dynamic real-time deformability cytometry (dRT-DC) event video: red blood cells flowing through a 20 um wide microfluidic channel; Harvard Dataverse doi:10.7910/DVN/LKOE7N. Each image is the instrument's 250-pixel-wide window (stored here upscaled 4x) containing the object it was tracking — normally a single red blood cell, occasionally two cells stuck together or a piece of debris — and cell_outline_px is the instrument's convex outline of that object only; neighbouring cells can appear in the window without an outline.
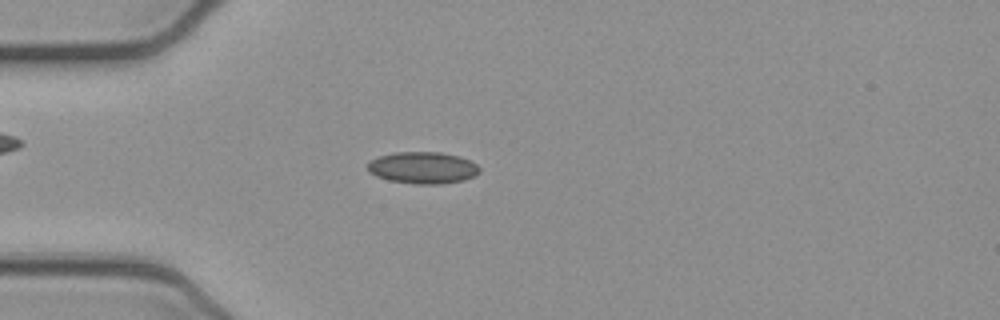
{"species": "common noctule bat (a hibernating species)", "species_latin": "Nyctalus noctula", "temperature_condition": "cold", "stored_images_in_passage": 47, "camera_frame_rate_fps": 3000, "um_per_image_px": 0.085, "animal": {"sex": "female", "body_mass_g": 21.9}, "frame": {"image": 1, "passage_image": 9, "time_ms": 2.667, "image_size_px": [1000, 320], "cell_outline_px": [[480, 172], [464, 180], [440, 184], [412, 184], [388, 180], [376, 176], [368, 172], [368, 164], [372, 160], [380, 156], [392, 152], [440, 152], [460, 156], [476, 164], [480, 168]], "centroid_in_image_um": [35.93, 14.26], "position_along_channel_um": 49.1, "area_um2": 20.75}}
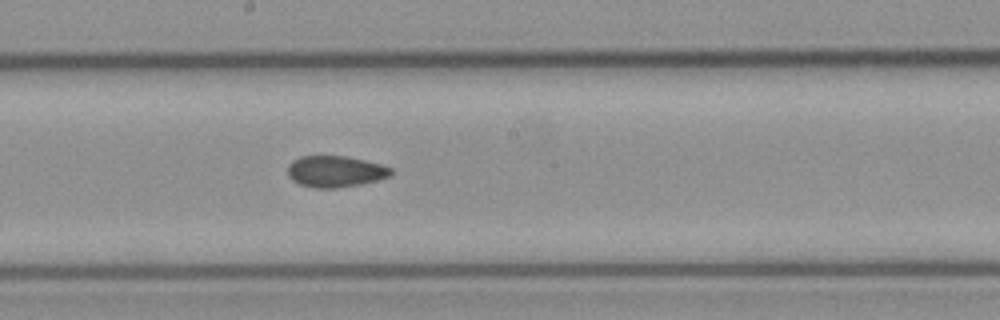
{"frame": {"image": 2, "passage_image": 23, "time_ms": 7.333, "image_size_px": [1000, 320], "cell_outline_px": [[392, 176], [360, 184], [336, 188], [312, 188], [300, 184], [292, 180], [288, 176], [288, 164], [292, 160], [300, 156], [348, 156], [380, 164], [392, 168]], "centroid_in_image_um": [28.48, 14.57], "position_along_channel_um": 219.7, "area_um2": 18.96}}
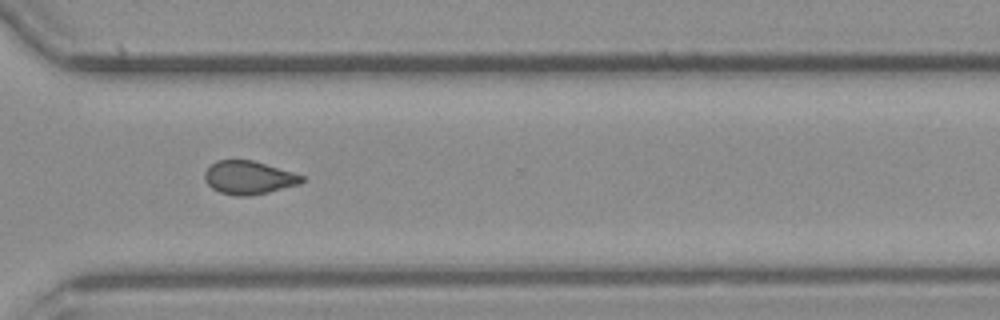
{"frame": {"image": 3, "passage_image": 33, "time_ms": 10.667, "image_size_px": [1000, 320], "cell_outline_px": [[304, 180], [300, 184], [268, 192], [248, 196], [236, 196], [220, 192], [212, 188], [204, 180], [204, 172], [216, 160], [252, 160], [292, 172], [304, 176]], "centroid_in_image_um": [21.13, 15.1], "position_along_channel_um": 349.5, "area_um2": 18.73}, "authors_computed_cell_mechanics": {"area_um2": 19.1318, "velocity_mm_per_s": 3.9036, "shape_relaxation_time_tau1_ms": null, "shape_relaxation_time_tau2_ms": 3.0164, "deformation_change_tau1": null, "deformation_change_tau2": 0.08}}